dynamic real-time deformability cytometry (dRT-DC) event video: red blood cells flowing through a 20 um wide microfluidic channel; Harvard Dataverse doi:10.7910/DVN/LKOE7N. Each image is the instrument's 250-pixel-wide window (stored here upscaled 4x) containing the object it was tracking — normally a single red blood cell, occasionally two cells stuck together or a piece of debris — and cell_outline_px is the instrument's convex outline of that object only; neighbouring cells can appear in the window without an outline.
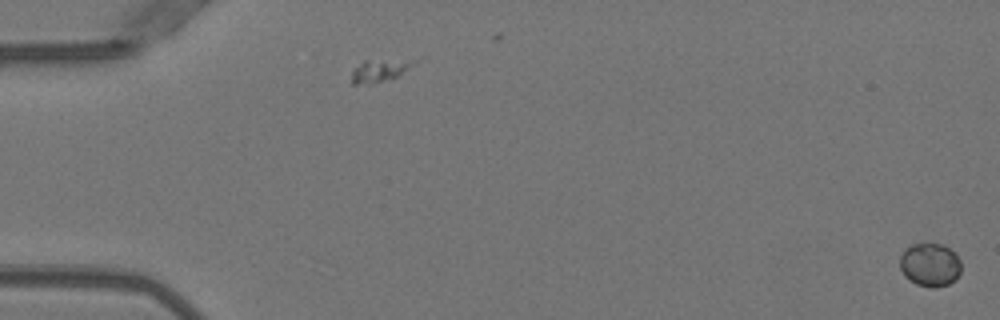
{"species": "Egyptian fruit bat (a non-hibernating species)", "species_latin": "Rousettus aegyptiacus", "temperature_condition": "warm", "stored_images_in_passage": 52, "camera_frame_rate_fps": 3000, "um_per_image_px": 0.085, "animal": {"sex": "female"}, "frame": {"image": 1, "passage_image": 1, "time_ms": 0.0, "image_size_px": [1000, 320], "cell_outline_px": [[960, 272], [956, 280], [948, 284], [936, 288], [932, 288], [916, 284], [904, 276], [900, 268], [900, 256], [912, 244], [944, 244], [956, 252], [960, 260]], "centroid_in_image_um": [79.08, 22.51], "position_along_channel_um": 5.9, "area_um2": 15.61}}
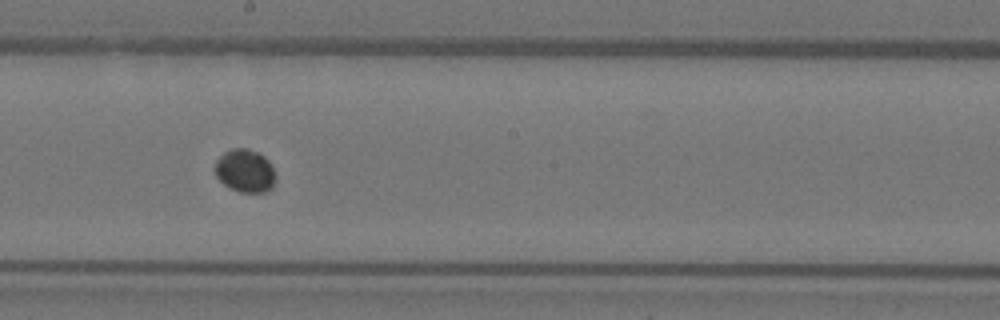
{"frame": {"image": 2, "passage_image": 30, "time_ms": 9.667, "image_size_px": [1000, 320], "cell_outline_px": [[276, 176], [272, 188], [264, 192], [240, 192], [224, 184], [216, 176], [216, 160], [224, 152], [232, 148], [248, 148], [260, 152], [272, 164]], "centroid_in_image_um": [20.86, 14.5], "position_along_channel_um": 227.3, "area_um2": 15.26}}
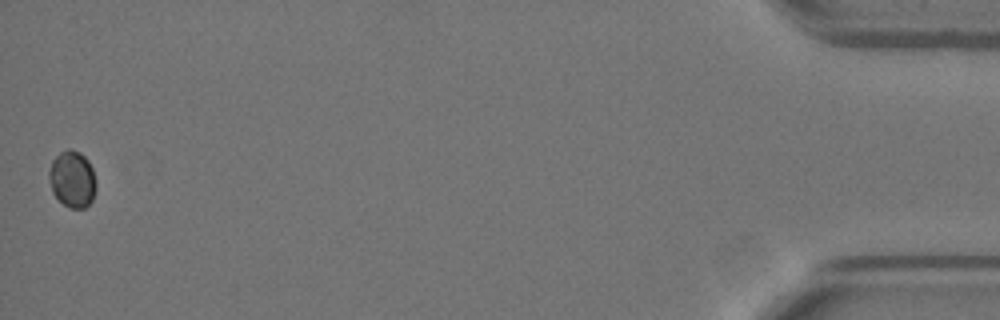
{"frame": {"image": 3, "passage_image": 52, "time_ms": 17.0, "image_size_px": [1000, 320], "cell_outline_px": [[96, 188], [92, 200], [84, 208], [68, 208], [52, 192], [48, 176], [48, 172], [52, 160], [60, 152], [68, 148], [72, 148], [80, 152], [88, 160], [92, 168], [96, 180]], "centroid_in_image_um": [6.15, 15.2], "position_along_channel_um": 429.1, "area_um2": 15.66}}